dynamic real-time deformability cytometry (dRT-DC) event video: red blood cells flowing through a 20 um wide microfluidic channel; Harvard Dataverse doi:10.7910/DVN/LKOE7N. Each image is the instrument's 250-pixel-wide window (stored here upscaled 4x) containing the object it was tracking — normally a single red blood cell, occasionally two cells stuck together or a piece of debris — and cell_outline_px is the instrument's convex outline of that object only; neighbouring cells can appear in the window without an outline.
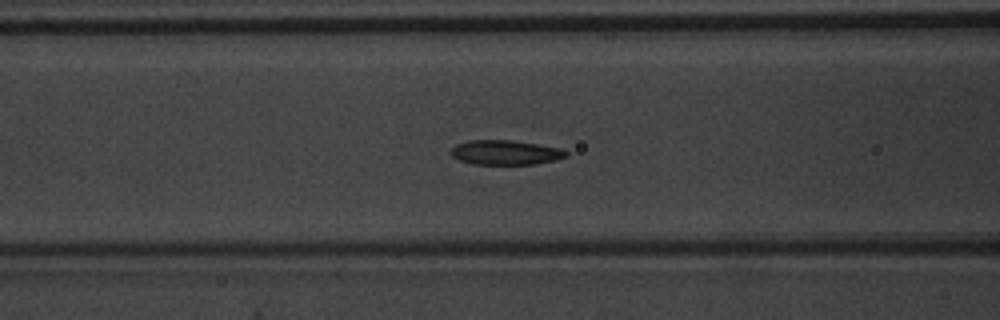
{"species": "common noctule bat (a hibernating species)", "species_latin": "Nyctalus noctula", "temperature_condition": "warm", "stored_images_in_passage": 40, "camera_frame_rate_fps": 3000, "um_per_image_px": 0.085, "animal": {"sex": "male", "body_mass_g": 20.1, "forearm_length_mm": 53.5}, "frame": {"image": 1, "passage_image": 10, "time_ms": 3.0, "image_size_px": [1000, 320], "cell_outline_px": [[568, 156], [556, 160], [536, 164], [472, 164], [460, 160], [452, 156], [448, 152], [456, 144], [468, 140], [512, 140], [564, 148], [568, 152]], "centroid_in_image_um": [42.99, 12.95], "position_along_channel_um": 123.6, "area_um2": 16.76}}
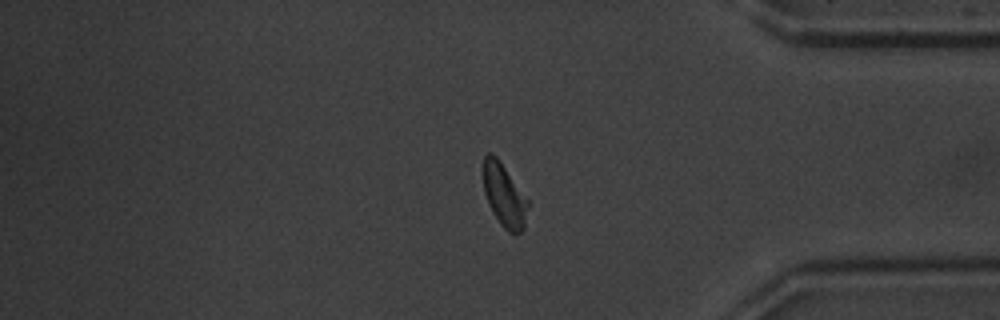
{"frame": {"image": 2, "passage_image": 32, "time_ms": 10.333, "image_size_px": [1000, 320], "cell_outline_px": [[528, 208], [524, 228], [520, 232], [508, 232], [500, 224], [488, 204], [484, 192], [484, 156], [488, 152], [492, 152], [496, 156], [528, 200]], "centroid_in_image_um": [42.85, 16.61], "position_along_channel_um": 392.3, "area_um2": 16.07}}
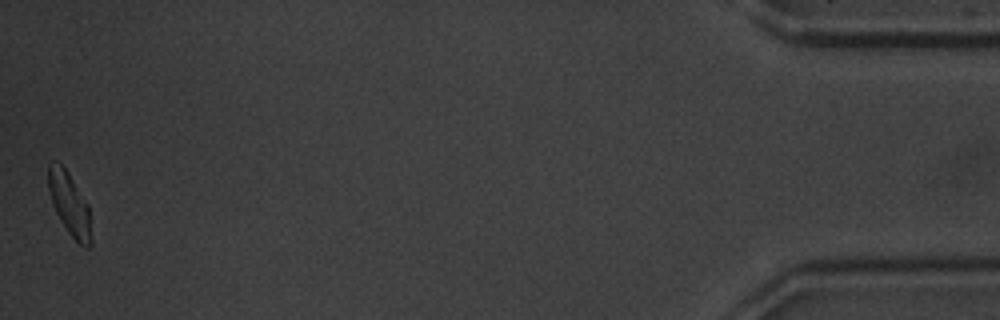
{"frame": {"image": 3, "passage_image": 40, "time_ms": 13.0, "image_size_px": [1000, 320], "cell_outline_px": [[92, 244], [88, 248], [84, 248], [68, 232], [60, 220], [52, 204], [48, 188], [48, 164], [56, 160], [68, 172], [88, 204], [92, 240]], "centroid_in_image_um": [5.91, 17.35], "position_along_channel_um": 429.3, "area_um2": 15.66}, "authors_computed_cell_mechanics": {"area_um2": 16.9354, "velocity_mm_per_s": 3.921, "shape_relaxation_time_tau1_ms": 1.9074, "shape_relaxation_time_tau2_ms": 1.9771, "deformation_change_tau1": 0.1445, "deformation_change_tau2": 0.0947}}